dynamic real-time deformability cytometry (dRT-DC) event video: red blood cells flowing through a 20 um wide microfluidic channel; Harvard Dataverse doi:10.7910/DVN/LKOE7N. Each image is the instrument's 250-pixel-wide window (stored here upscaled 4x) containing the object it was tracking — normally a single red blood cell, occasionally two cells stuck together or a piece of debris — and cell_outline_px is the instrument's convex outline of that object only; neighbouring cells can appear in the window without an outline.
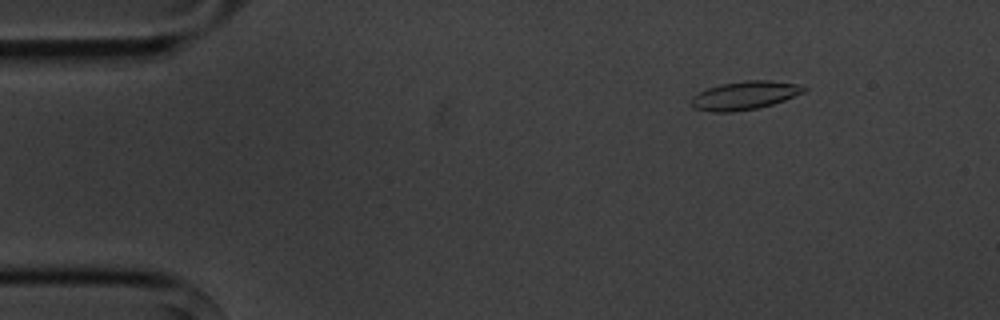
{"species": "common noctule bat (a hibernating species)", "species_latin": "Nyctalus noctula", "temperature_condition": "cold", "stored_images_in_passage": 4, "camera_frame_rate_fps": 3000, "um_per_image_px": 0.085, "animal": {"sex": "male", "body_mass_g": 20.1, "forearm_length_mm": 53.5}, "frame": {"image": 1, "passage_image": 2, "time_ms": 1.333, "image_size_px": [1000, 320], "cell_outline_px": [[808, 88], [804, 92], [784, 100], [772, 104], [756, 108], [732, 112], [712, 112], [692, 108], [688, 104], [692, 96], [708, 88], [720, 84], [744, 80], [772, 80], [804, 84]], "centroid_in_image_um": [63.29, 8.1], "position_along_channel_um": 21.7, "area_um2": 18.96}}